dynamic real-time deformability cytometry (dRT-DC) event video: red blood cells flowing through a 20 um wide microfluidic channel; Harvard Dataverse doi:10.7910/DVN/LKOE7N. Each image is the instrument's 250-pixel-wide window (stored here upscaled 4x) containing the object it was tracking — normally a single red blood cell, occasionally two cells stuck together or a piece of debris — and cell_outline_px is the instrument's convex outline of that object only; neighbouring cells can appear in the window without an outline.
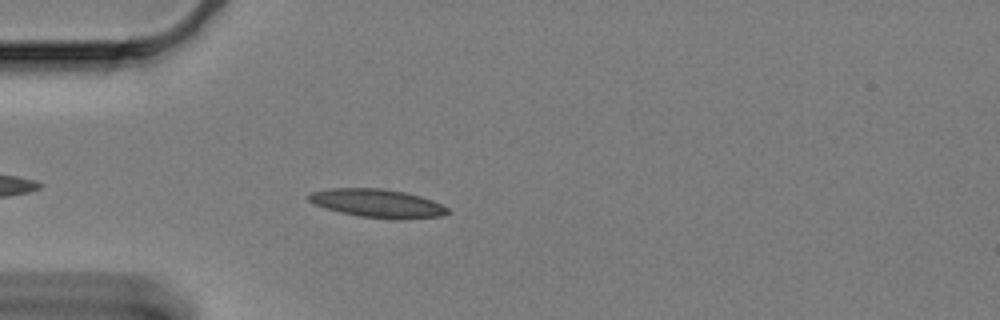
{"species": "Egyptian fruit bat (a non-hibernating species)", "species_latin": "Rousettus aegyptiacus", "temperature_condition": "cold", "stored_images_in_passage": 15, "camera_frame_rate_fps": 3000, "um_per_image_px": 0.085, "animal": {"sex": "female"}, "frame": {"image": 1, "passage_image": 3, "time_ms": 0.667, "image_size_px": [1000, 320], "cell_outline_px": [[448, 212], [440, 216], [404, 220], [400, 220], [360, 216], [340, 212], [316, 204], [308, 200], [308, 196], [312, 192], [332, 188], [380, 188], [404, 192], [420, 196], [432, 200], [448, 208]], "centroid_in_image_um": [32.11, 17.28], "position_along_channel_um": 52.9, "area_um2": 22.72}}
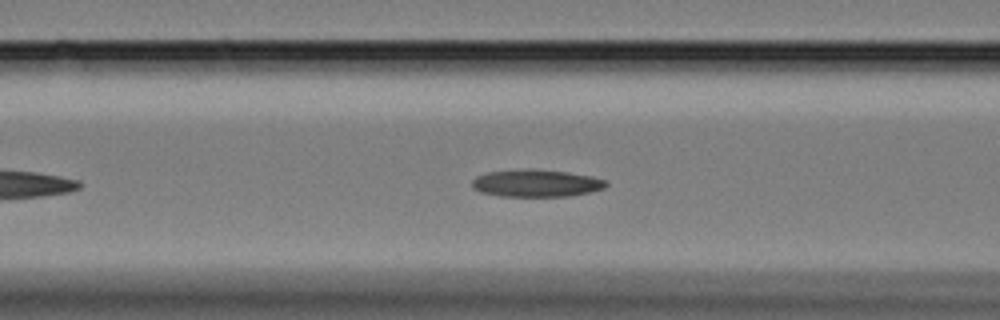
{"frame": {"image": 2, "passage_image": 10, "time_ms": 3.0, "image_size_px": [1000, 320], "cell_outline_px": [[608, 184], [604, 188], [588, 192], [568, 196], [500, 196], [480, 192], [472, 188], [472, 180], [476, 176], [488, 172], [568, 172], [592, 176], [608, 180]], "centroid_in_image_um": [45.61, 15.62], "position_along_channel_um": 121.0, "area_um2": 20.29}}
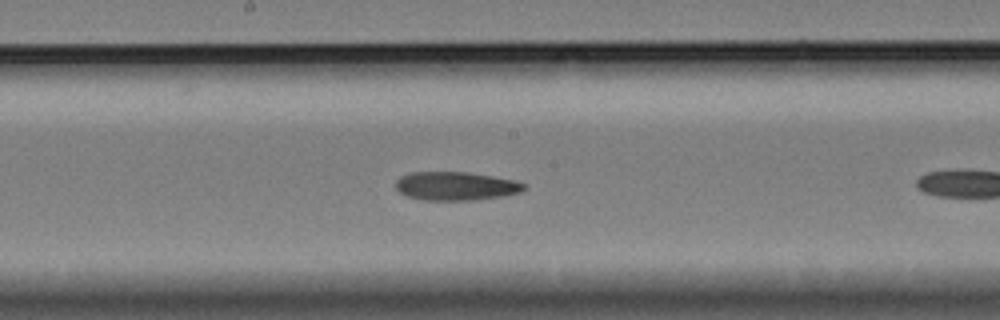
{"frame": {"image": 3, "passage_image": 14, "time_ms": 4.333, "image_size_px": [1000, 320], "cell_outline_px": [[528, 184], [520, 192], [500, 196], [476, 200], [424, 200], [408, 196], [400, 192], [396, 188], [396, 180], [400, 176], [412, 172], [464, 172], [492, 176], [516, 180]], "centroid_in_image_um": [38.75, 15.81], "position_along_channel_um": 209.5, "area_um2": 21.27}}